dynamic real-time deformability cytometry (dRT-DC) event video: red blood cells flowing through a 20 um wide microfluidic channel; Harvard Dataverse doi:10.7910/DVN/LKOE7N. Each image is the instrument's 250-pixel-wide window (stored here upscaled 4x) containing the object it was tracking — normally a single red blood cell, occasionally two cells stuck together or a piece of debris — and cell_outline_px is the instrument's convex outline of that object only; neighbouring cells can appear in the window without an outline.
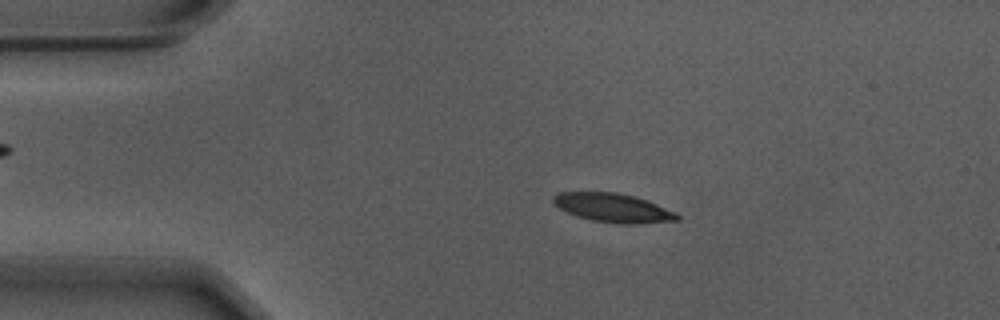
{"species": "Egyptian fruit bat (a non-hibernating species)", "species_latin": "Rousettus aegyptiacus", "temperature_condition": "warm", "stored_images_in_passage": 55, "camera_frame_rate_fps": 3000, "um_per_image_px": 0.085, "animal": {"sex": "male"}, "frame": {"image": 1, "passage_image": 11, "time_ms": 3.333, "image_size_px": [1000, 320], "cell_outline_px": [[680, 220], [640, 224], [624, 224], [592, 220], [576, 216], [564, 212], [552, 204], [552, 196], [556, 192], [616, 192], [636, 196], [676, 212], [680, 216]], "centroid_in_image_um": [52.07, 17.66], "position_along_channel_um": 32.9, "area_um2": 21.15}}
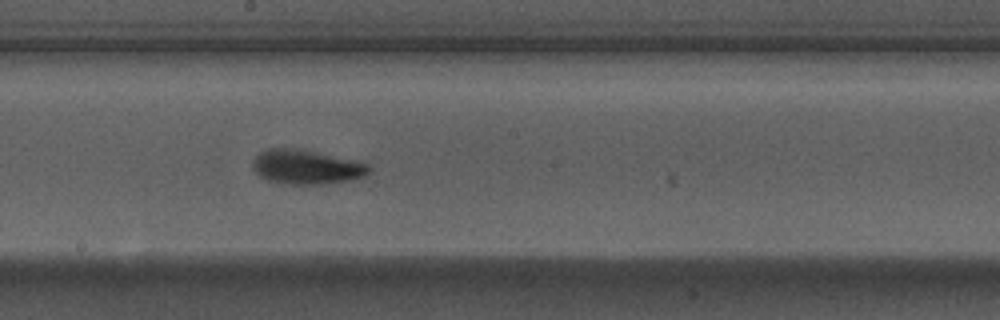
{"frame": {"image": 2, "passage_image": 30, "time_ms": 9.667, "image_size_px": [1000, 320], "cell_outline_px": [[372, 168], [364, 176], [352, 180], [320, 184], [288, 184], [268, 180], [260, 176], [252, 168], [252, 160], [260, 152], [268, 148], [300, 148], [356, 160], [368, 164]], "centroid_in_image_um": [26.05, 14.18], "position_along_channel_um": 222.2, "area_um2": 23.47}}
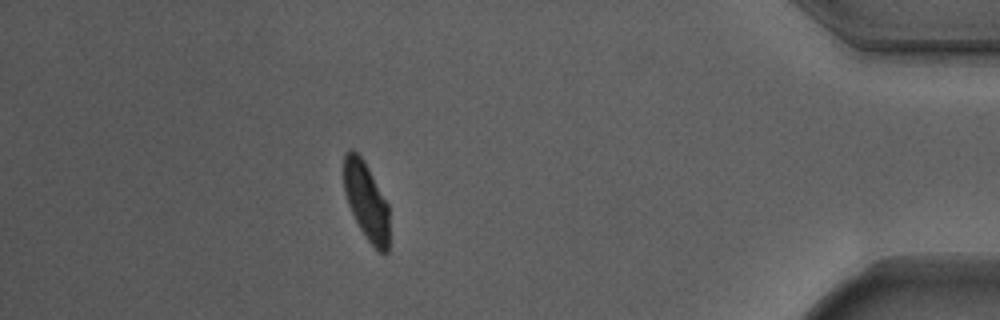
{"frame": {"image": 3, "passage_image": 49, "time_ms": 16.0, "image_size_px": [1000, 320], "cell_outline_px": [[388, 252], [380, 252], [368, 240], [360, 228], [348, 204], [344, 192], [344, 152], [348, 148], [352, 148], [364, 160], [388, 204]], "centroid_in_image_um": [31.11, 17.03], "position_along_channel_um": 404.1, "area_um2": 20.35}, "authors_computed_cell_mechanics": {"area_um2": 21.9062, "velocity_mm_per_s": 3.6741, "shape_relaxation_time_tau1_ms": 2.724, "shape_relaxation_time_tau2_ms": 1.3039, "deformation_change_tau1": 0.1336, "deformation_change_tau2": 0.0711}}